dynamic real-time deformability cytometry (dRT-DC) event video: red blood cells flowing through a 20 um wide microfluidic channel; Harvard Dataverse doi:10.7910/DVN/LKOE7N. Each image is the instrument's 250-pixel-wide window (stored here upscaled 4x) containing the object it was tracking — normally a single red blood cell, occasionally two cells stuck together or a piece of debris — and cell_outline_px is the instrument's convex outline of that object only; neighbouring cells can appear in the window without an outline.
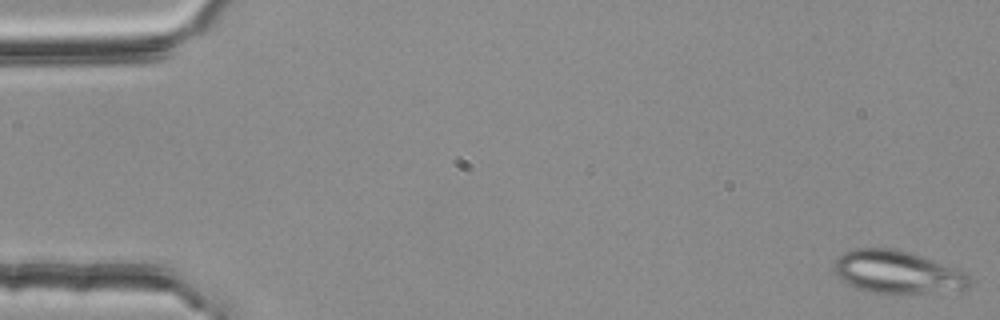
{"species": "common noctule bat (a hibernating species)", "species_latin": "Nyctalus noctula", "temperature_condition": "room temperature", "stored_images_in_passage": 52, "camera_frame_rate_fps": 3000, "um_per_image_px": 0.085, "animal": {"sex": "female", "body_mass_g": 25.1}, "frame": {"image": 1, "passage_image": 1, "time_ms": 0.0, "image_size_px": [1000, 320], "cell_outline_px": [[972, 280], [968, 288], [900, 296], [868, 292], [856, 288], [840, 280], [836, 272], [836, 260], [844, 252], [856, 248], [888, 248], [904, 252], [928, 260], [968, 276]], "centroid_in_image_um": [76.17, 23.19], "position_along_channel_um": 8.8, "area_um2": 33.0}}
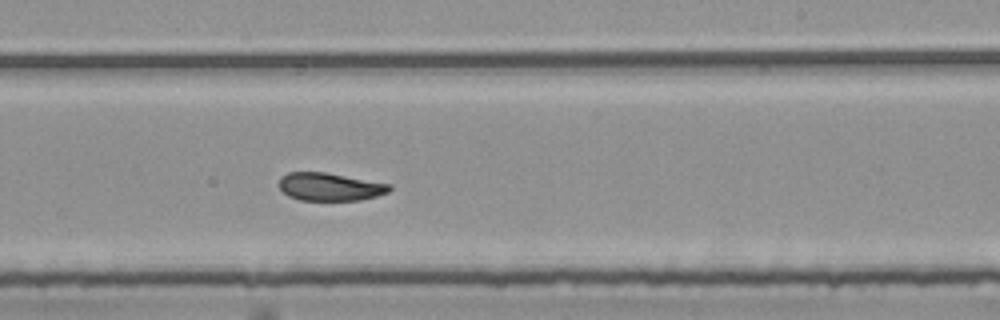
{"frame": {"image": 2, "passage_image": 33, "time_ms": 10.667, "image_size_px": [1000, 320], "cell_outline_px": [[392, 188], [388, 192], [376, 196], [360, 200], [300, 200], [288, 196], [276, 184], [280, 176], [288, 172], [324, 172], [392, 184]], "centroid_in_image_um": [28.01, 15.87], "position_along_channel_um": 261.0, "area_um2": 18.09}}
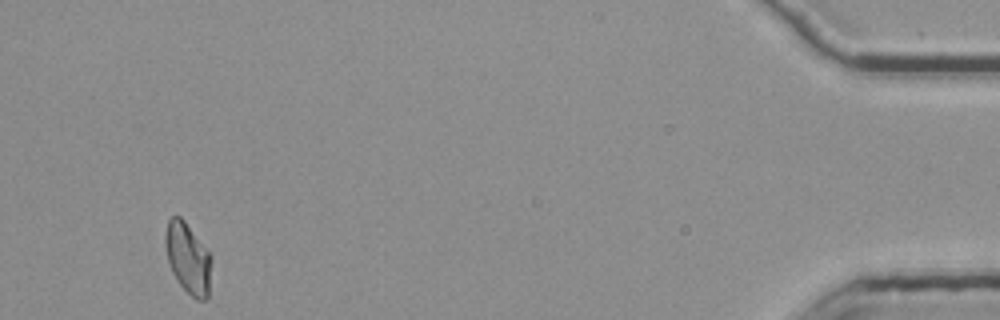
{"frame": {"image": 3, "passage_image": 52, "time_ms": 17.0, "image_size_px": [1000, 320], "cell_outline_px": [[212, 260], [208, 300], [196, 300], [176, 280], [172, 272], [168, 260], [164, 244], [164, 236], [168, 220], [172, 216], [180, 216], [184, 220], [212, 256]], "centroid_in_image_um": [15.98, 21.96], "position_along_channel_um": 419.2, "area_um2": 19.13}, "authors_computed_cell_mechanics": {"area_um2": 19.1607, "velocity_mm_per_s": 3.7534, "shape_relaxation_time_tau1_ms": null, "shape_relaxation_time_tau2_ms": 2.9393, "deformation_change_tau1": null, "deformation_change_tau2": 0.0892}}